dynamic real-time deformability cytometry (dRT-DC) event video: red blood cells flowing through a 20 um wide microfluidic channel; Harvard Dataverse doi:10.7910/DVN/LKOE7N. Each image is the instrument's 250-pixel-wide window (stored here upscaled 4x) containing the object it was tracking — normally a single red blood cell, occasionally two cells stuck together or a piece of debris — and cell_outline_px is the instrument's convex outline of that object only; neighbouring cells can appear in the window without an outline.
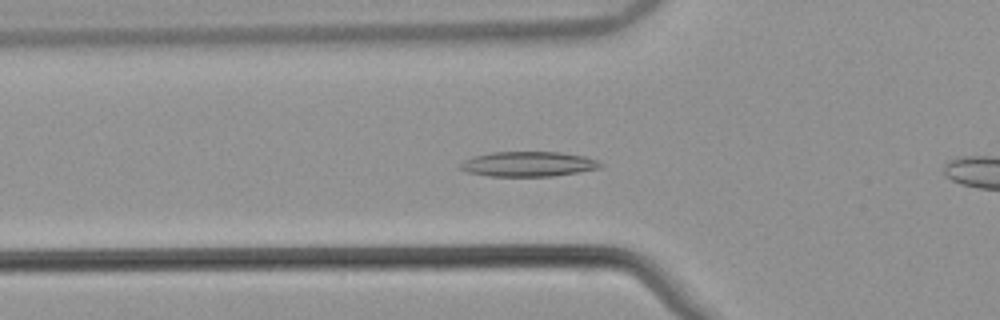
{"species": "common noctule bat (a hibernating species)", "species_latin": "Nyctalus noctula", "temperature_condition": "warm", "stored_images_in_passage": 56, "camera_frame_rate_fps": 3000, "um_per_image_px": 0.085, "animal": {"sex": "male", "body_mass_g": 21.5, "forearm_length_mm": 52.0}, "frame": {"image": 1, "passage_image": 20, "time_ms": 6.333, "image_size_px": [1000, 320], "cell_outline_px": [[604, 164], [600, 168], [580, 172], [552, 176], [488, 176], [468, 172], [460, 168], [460, 164], [464, 160], [472, 156], [492, 152], [560, 152], [584, 156], [596, 160]], "centroid_in_image_um": [44.91, 13.94], "position_along_channel_um": 80.9, "area_um2": 20.4}}
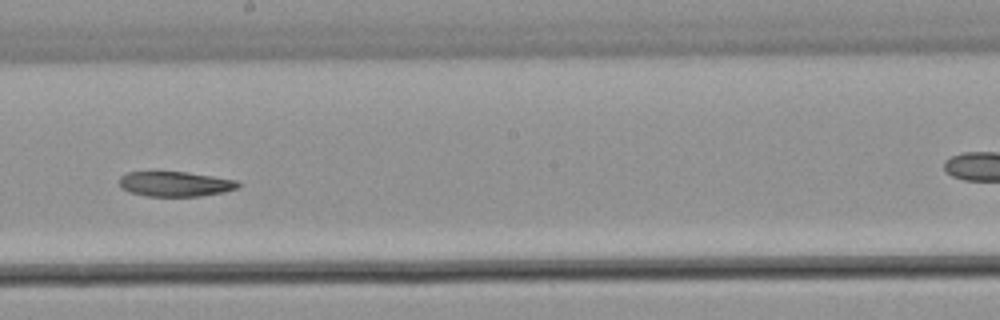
{"frame": {"image": 2, "passage_image": 32, "time_ms": 10.333, "image_size_px": [1000, 320], "cell_outline_px": [[240, 184], [236, 188], [224, 192], [200, 196], [148, 196], [128, 192], [120, 188], [120, 176], [128, 172], [188, 172], [236, 180]], "centroid_in_image_um": [14.86, 15.64], "position_along_channel_um": 233.3, "area_um2": 17.22}}
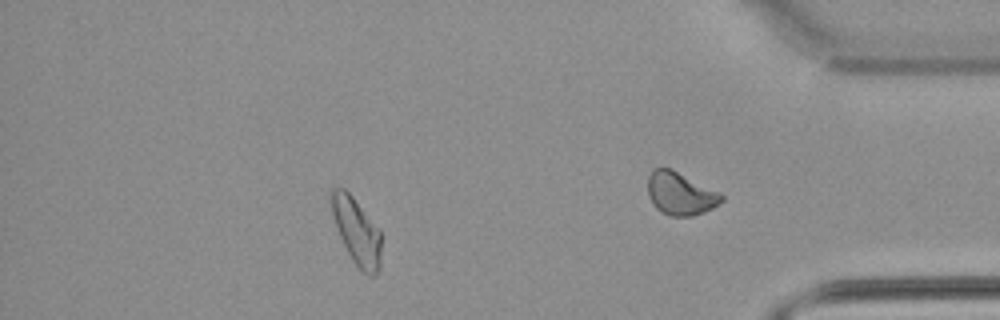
{"frame": {"image": 3, "passage_image": 49, "time_ms": 16.0, "image_size_px": [1000, 320], "cell_outline_px": [[380, 272], [376, 276], [368, 276], [360, 272], [352, 260], [340, 236], [332, 212], [332, 188], [344, 188], [352, 196], [380, 232]], "centroid_in_image_um": [30.34, 19.76], "position_along_channel_um": 404.9, "area_um2": 18.84}}